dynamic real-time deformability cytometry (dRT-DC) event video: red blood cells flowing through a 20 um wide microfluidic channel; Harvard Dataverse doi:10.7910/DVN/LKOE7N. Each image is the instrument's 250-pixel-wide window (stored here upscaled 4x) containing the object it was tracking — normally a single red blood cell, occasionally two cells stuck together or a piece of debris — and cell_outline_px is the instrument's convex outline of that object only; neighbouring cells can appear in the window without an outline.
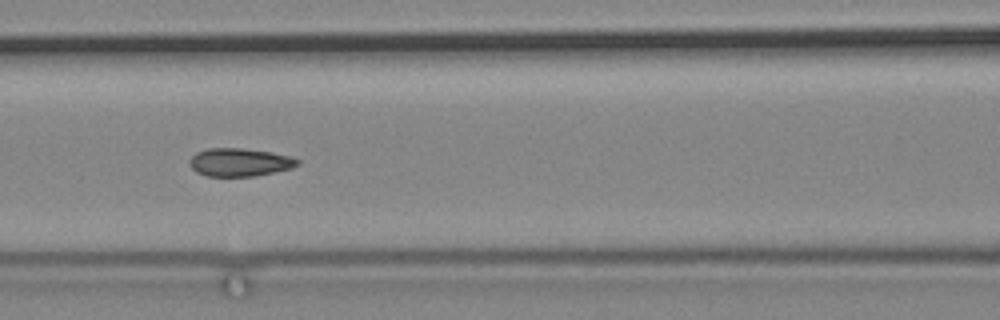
{"species": "common noctule bat (a hibernating species)", "species_latin": "Nyctalus noctula", "temperature_condition": "cold", "stored_images_in_passage": 50, "segment_of_instrument_passage": [2, 2], "camera_frame_rate_fps": 3000, "um_per_image_px": 0.085, "animal": {"sex": "male", "body_mass_g": 19.2, "forearm_length_mm": 51.8}, "frame": {"image": 1, "passage_image": 18, "time_ms": 5.667, "image_size_px": [1000, 320], "cell_outline_px": [[300, 164], [292, 168], [252, 176], [208, 176], [196, 172], [188, 164], [188, 160], [196, 152], [208, 148], [240, 148], [272, 152], [292, 156], [300, 160]], "centroid_in_image_um": [20.36, 13.78], "position_along_channel_um": 146.2, "area_um2": 17.74}}
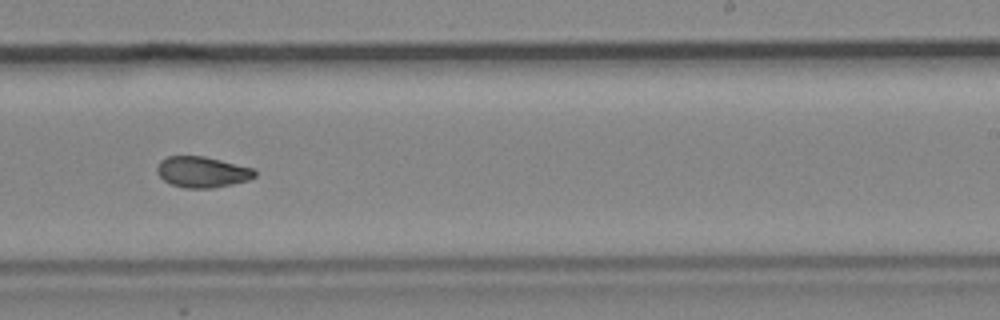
{"frame": {"image": 2, "passage_image": 30, "time_ms": 9.667, "image_size_px": [1000, 320], "cell_outline_px": [[256, 176], [248, 180], [232, 184], [212, 188], [184, 188], [172, 184], [164, 180], [156, 172], [156, 168], [160, 160], [168, 156], [204, 156], [256, 168]], "centroid_in_image_um": [17.21, 14.61], "position_along_channel_um": 271.8, "area_um2": 17.74}}
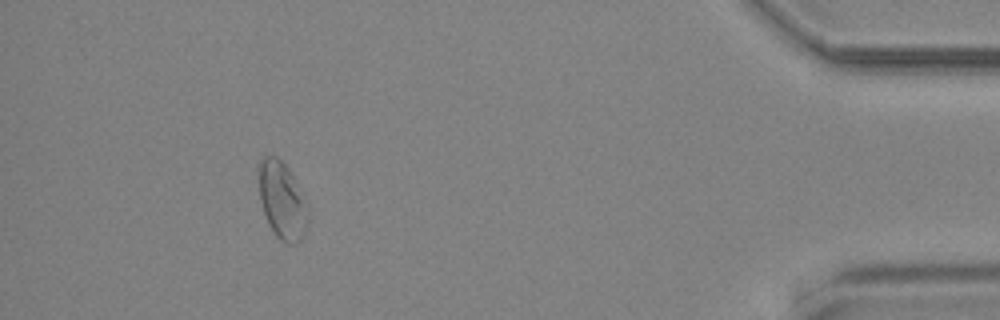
{"frame": {"image": 3, "passage_image": 49, "time_ms": 16.0, "image_size_px": [1000, 320], "cell_outline_px": [[308, 212], [304, 232], [300, 240], [296, 244], [284, 244], [276, 236], [268, 224], [260, 200], [256, 168], [260, 156], [276, 156], [288, 168], [296, 180], [300, 188], [308, 208]], "centroid_in_image_um": [23.93, 16.99], "position_along_channel_um": 411.3, "area_um2": 22.54}}